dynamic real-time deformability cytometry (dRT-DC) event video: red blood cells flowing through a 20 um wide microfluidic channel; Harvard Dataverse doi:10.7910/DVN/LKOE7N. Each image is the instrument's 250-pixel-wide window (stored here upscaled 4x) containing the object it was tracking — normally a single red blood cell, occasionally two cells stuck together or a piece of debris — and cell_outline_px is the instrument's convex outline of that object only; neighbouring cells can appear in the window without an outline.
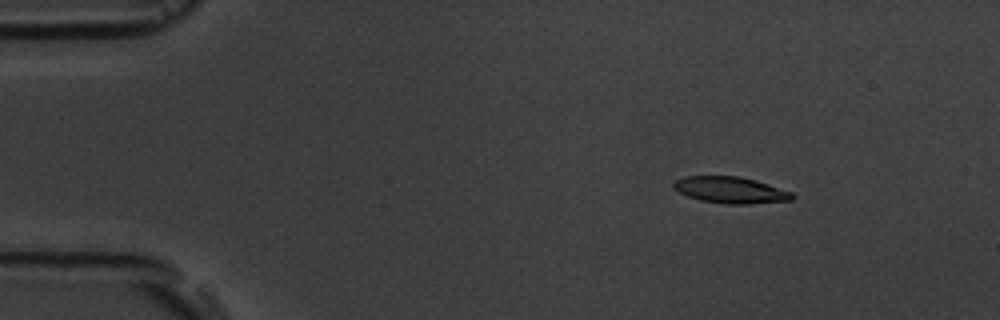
{"species": "common noctule bat (a hibernating species)", "species_latin": "Nyctalus noctula", "temperature_condition": "room temperature", "stored_images_in_passage": 7, "camera_frame_rate_fps": 3000, "um_per_image_px": 0.085, "animal": {"sex": "male", "body_mass_g": 19.5, "forearm_length_mm": 54.6}, "frame": {"image": 1, "passage_image": 3, "time_ms": 2.333, "image_size_px": [1000, 320], "cell_outline_px": [[796, 196], [792, 200], [748, 204], [724, 204], [700, 200], [688, 196], [672, 188], [672, 184], [676, 180], [684, 176], [740, 176], [756, 180], [792, 192]], "centroid_in_image_um": [62.1, 16.15], "position_along_channel_um": 22.9, "area_um2": 18.38}}
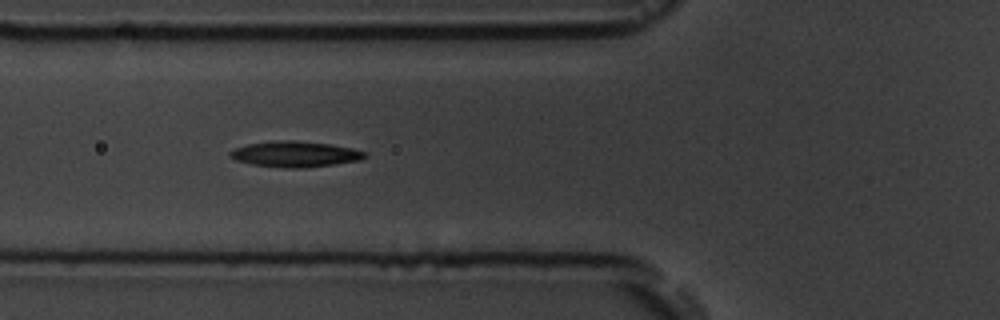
{"frame": {"image": 2, "passage_image": 6, "time_ms": 6.667, "image_size_px": [1000, 320], "cell_outline_px": [[368, 156], [360, 160], [304, 168], [284, 168], [252, 164], [236, 160], [228, 156], [228, 152], [236, 148], [248, 144], [280, 140], [292, 140], [328, 144], [352, 148], [368, 152]], "centroid_in_image_um": [25.09, 13.1], "position_along_channel_um": 100.7, "area_um2": 20.11}}
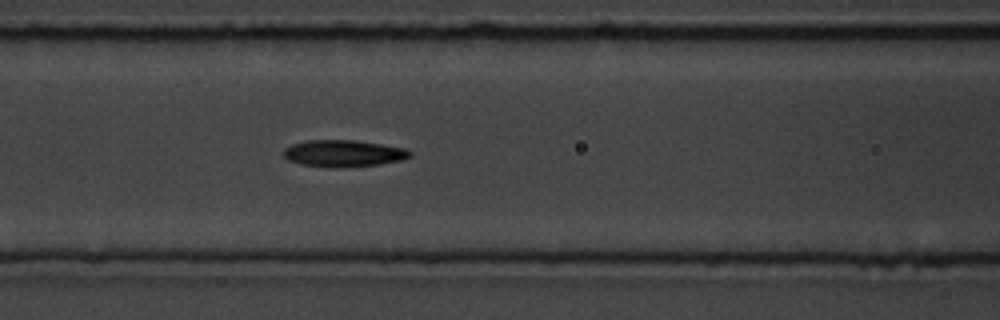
{"frame": {"image": 3, "passage_image": 7, "time_ms": 7.667, "image_size_px": [1000, 320], "cell_outline_px": [[412, 156], [404, 160], [380, 164], [344, 168], [332, 168], [300, 164], [288, 160], [284, 156], [284, 148], [292, 144], [308, 140], [352, 140], [380, 144], [404, 148], [412, 152]], "centroid_in_image_um": [29.21, 13.05], "position_along_channel_um": 137.4, "area_um2": 19.88}}